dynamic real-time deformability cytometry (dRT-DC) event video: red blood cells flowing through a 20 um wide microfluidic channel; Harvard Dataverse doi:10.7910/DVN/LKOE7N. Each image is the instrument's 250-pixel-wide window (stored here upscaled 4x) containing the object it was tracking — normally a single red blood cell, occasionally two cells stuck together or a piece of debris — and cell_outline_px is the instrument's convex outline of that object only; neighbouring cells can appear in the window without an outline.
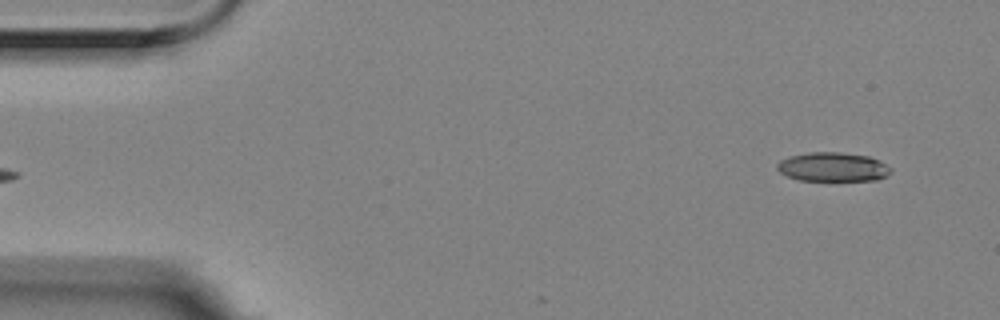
{"species": "Egyptian fruit bat (a non-hibernating species)", "species_latin": "Rousettus aegyptiacus", "temperature_condition": "room temperature", "stored_images_in_passage": 5, "segment_of_instrument_passage": [2, 2], "camera_frame_rate_fps": 3000, "um_per_image_px": 0.085, "animal": {"sex": "female"}, "frame": {"image": 1, "passage_image": 5, "time_ms": 1.333, "image_size_px": [1000, 320], "cell_outline_px": [[892, 172], [876, 180], [800, 180], [788, 176], [780, 172], [776, 168], [776, 164], [780, 160], [788, 156], [808, 152], [840, 152], [868, 156], [880, 160], [892, 168]], "centroid_in_image_um": [70.78, 14.18], "position_along_channel_um": 14.2, "area_um2": 19.31}}